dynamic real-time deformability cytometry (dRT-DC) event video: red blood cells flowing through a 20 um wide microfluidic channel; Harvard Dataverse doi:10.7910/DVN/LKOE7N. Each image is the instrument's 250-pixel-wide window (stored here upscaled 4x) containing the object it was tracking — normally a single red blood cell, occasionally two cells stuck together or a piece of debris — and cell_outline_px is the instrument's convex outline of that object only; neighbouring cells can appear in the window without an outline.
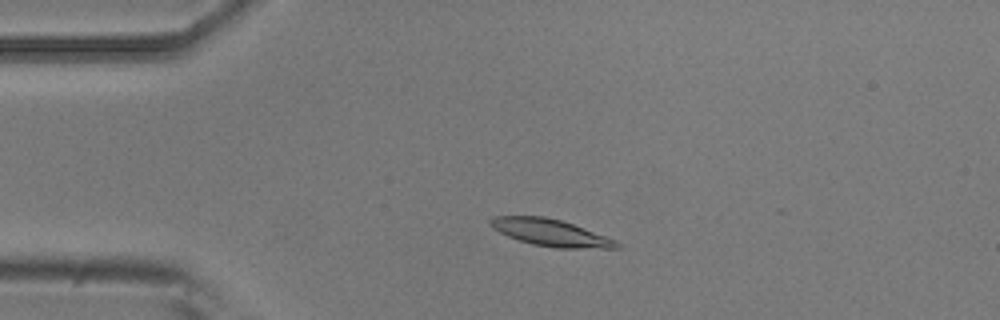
{"species": "common noctule bat (a hibernating species)", "species_latin": "Nyctalus noctula", "temperature_condition": "room temperature", "stored_images_in_passage": 4, "camera_frame_rate_fps": 3000, "um_per_image_px": 0.085, "animal": {"sex": "male", "body_mass_g": 20.5, "forearm_length_mm": 52.5}, "frame": {"image": 1, "passage_image": 3, "time_ms": 0.667, "image_size_px": [1000, 320], "cell_outline_px": [[620, 248], [556, 248], [532, 244], [508, 236], [492, 228], [488, 224], [488, 220], [492, 216], [544, 216], [560, 220], [572, 224], [616, 240], [620, 244]], "centroid_in_image_um": [46.76, 19.77], "position_along_channel_um": 38.2, "area_um2": 19.65}}